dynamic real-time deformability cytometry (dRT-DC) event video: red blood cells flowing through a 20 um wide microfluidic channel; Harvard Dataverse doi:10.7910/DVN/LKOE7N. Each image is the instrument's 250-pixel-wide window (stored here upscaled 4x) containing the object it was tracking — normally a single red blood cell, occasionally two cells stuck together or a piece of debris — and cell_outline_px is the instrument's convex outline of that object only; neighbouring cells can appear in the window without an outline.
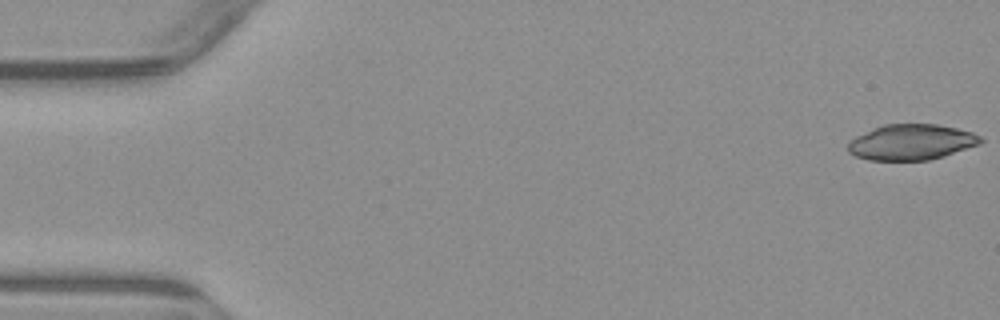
{"species": "common noctule bat (a hibernating species)", "species_latin": "Nyctalus noctula", "temperature_condition": "warm", "stored_images_in_passage": 5, "camera_frame_rate_fps": 3000, "um_per_image_px": 0.085, "animal": {"sex": "male", "body_mass_g": 23.1, "forearm_length_mm": 52.7}, "frame": {"image": 1, "passage_image": 1, "time_ms": 0.0, "image_size_px": [1000, 320], "cell_outline_px": [[984, 140], [980, 144], [944, 156], [928, 160], [868, 160], [856, 156], [848, 152], [848, 144], [856, 136], [872, 128], [884, 124], [936, 124], [956, 128], [972, 132], [980, 136]], "centroid_in_image_um": [77.47, 12.08], "position_along_channel_um": 7.5, "area_um2": 27.51}}
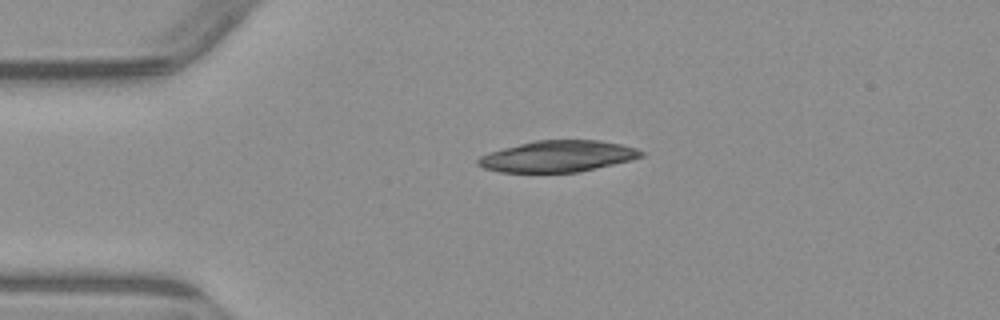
{"frame": {"image": 2, "passage_image": 4, "time_ms": 3.667, "image_size_px": [1000, 320], "cell_outline_px": [[644, 156], [632, 160], [580, 172], [500, 172], [484, 168], [476, 164], [476, 160], [480, 156], [488, 152], [536, 140], [600, 140], [620, 144], [636, 148], [644, 152]], "centroid_in_image_um": [47.42, 13.29], "position_along_channel_um": 37.6, "area_um2": 29.82}}